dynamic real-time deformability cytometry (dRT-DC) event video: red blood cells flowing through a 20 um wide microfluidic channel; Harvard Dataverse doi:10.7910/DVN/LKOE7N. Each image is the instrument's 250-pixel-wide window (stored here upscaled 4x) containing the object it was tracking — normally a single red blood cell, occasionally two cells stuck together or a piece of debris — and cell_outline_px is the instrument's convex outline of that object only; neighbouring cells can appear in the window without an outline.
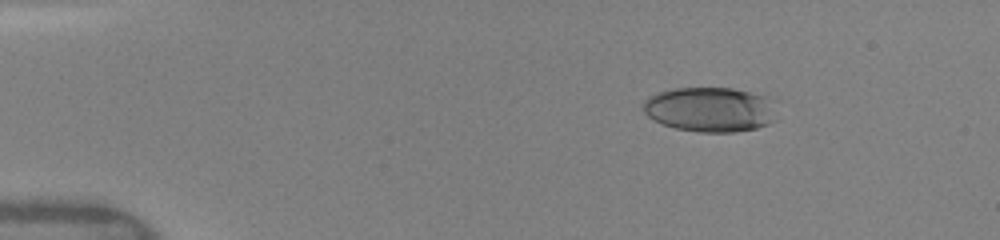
{"species": "human", "species_latin": "Homo sapiens", "temperature_condition": "warm", "stored_images_in_passage": 50, "camera_frame_rate_fps": 3000, "um_per_image_px": 0.085, "donor": {"sex": "female"}, "frame": {"image": 1, "passage_image": 8, "time_ms": 2.333, "image_size_px": [1000, 240], "cell_outline_px": [[768, 124], [756, 128], [736, 132], [700, 132], [676, 128], [652, 120], [644, 112], [644, 100], [648, 96], [672, 88], [732, 88], [764, 96], [768, 100]], "centroid_in_image_um": [60.19, 9.3], "position_along_channel_um": 24.8, "area_um2": 33.76}}
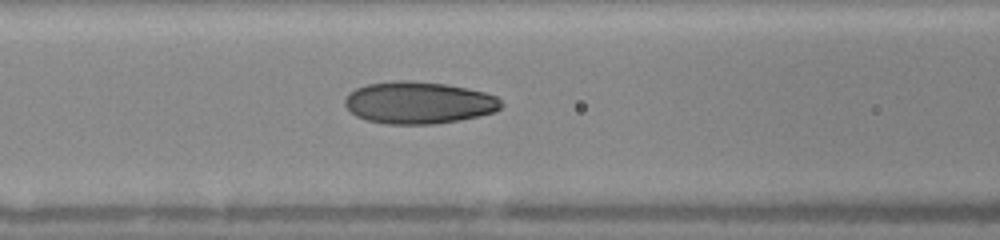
{"frame": {"image": 2, "passage_image": 22, "time_ms": 7.0, "image_size_px": [1000, 240], "cell_outline_px": [[504, 104], [496, 112], [460, 120], [432, 124], [384, 124], [368, 120], [356, 116], [344, 104], [344, 100], [356, 88], [368, 84], [392, 80], [408, 80], [444, 84], [484, 92], [496, 96]], "centroid_in_image_um": [35.6, 8.73], "position_along_channel_um": 131.0, "area_um2": 38.21}}
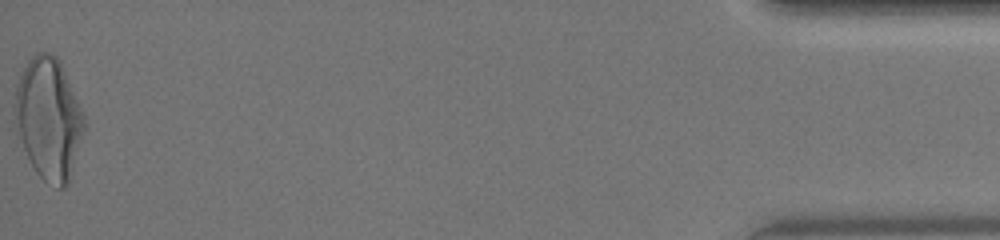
{"frame": {"image": 3, "passage_image": 50, "time_ms": 16.333, "image_size_px": [1000, 240], "cell_outline_px": [[84, 128], [68, 180], [64, 188], [60, 188], [44, 180], [36, 172], [24, 148], [20, 136], [12, 108], [12, 104], [16, 84], [28, 60], [36, 52], [52, 52], [60, 60], [84, 116]], "centroid_in_image_um": [4.1, 10.0], "position_along_channel_um": 431.1, "area_um2": 48.32}, "authors_computed_cell_mechanics": {"area_um2": 37.0209, "velocity_mm_per_s": 4.1329, "shape_relaxation_time_tau1_ms": 6.8862, "shape_relaxation_time_tau2_ms": 0.8461, "deformation_change_tau1": 0.2367, "deformation_change_tau2": 0.0664}}